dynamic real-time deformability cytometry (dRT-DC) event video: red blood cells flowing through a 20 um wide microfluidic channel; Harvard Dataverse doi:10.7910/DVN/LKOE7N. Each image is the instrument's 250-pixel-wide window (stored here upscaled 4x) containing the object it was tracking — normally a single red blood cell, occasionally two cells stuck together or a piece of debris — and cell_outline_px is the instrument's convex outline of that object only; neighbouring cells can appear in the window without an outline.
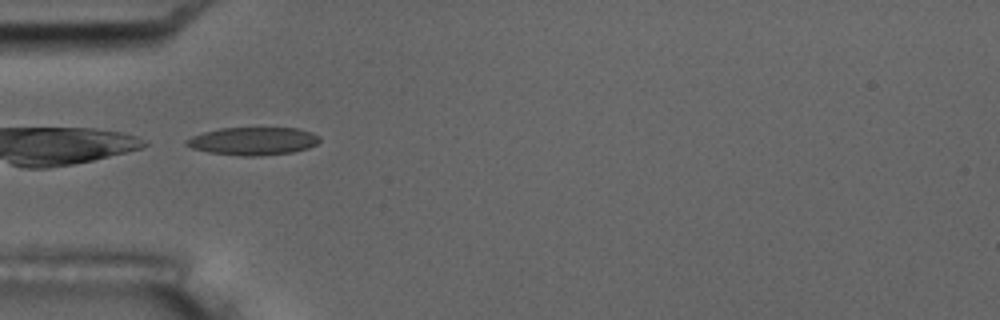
{"species": "common noctule bat (a hibernating species)", "species_latin": "Nyctalus noctula", "temperature_condition": "room temperature", "stored_images_in_passage": 5, "camera_frame_rate_fps": 3000, "um_per_image_px": 0.085, "animal": {"sex": "male", "body_mass_g": 17.5, "forearm_length_mm": 52.3}, "frame": {"image": 1, "passage_image": 4, "time_ms": 4.333, "image_size_px": [1000, 320], "cell_outline_px": [[320, 140], [316, 144], [308, 148], [292, 152], [260, 156], [240, 156], [208, 152], [192, 148], [184, 144], [184, 140], [192, 136], [204, 132], [220, 128], [296, 128], [312, 132], [320, 136]], "centroid_in_image_um": [21.5, 11.99], "position_along_channel_um": 63.5, "area_um2": 21.73}}